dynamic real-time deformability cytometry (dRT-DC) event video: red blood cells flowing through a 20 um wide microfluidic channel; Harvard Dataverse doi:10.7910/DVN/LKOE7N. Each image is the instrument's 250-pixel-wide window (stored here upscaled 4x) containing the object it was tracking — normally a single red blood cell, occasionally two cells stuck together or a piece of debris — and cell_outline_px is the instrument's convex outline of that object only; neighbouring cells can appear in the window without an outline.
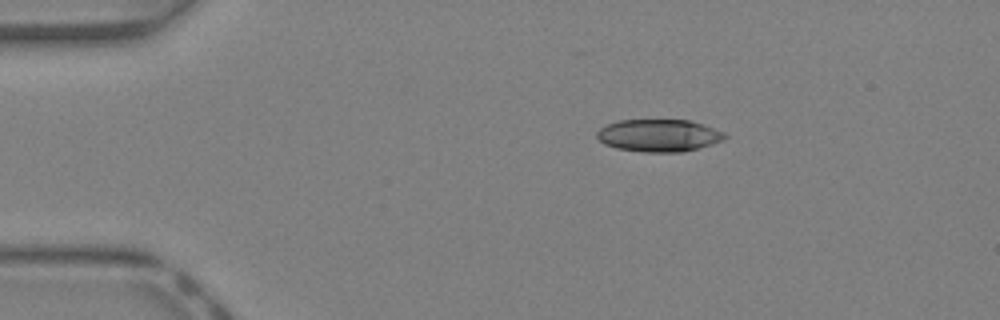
{"species": "Egyptian fruit bat (a non-hibernating species)", "species_latin": "Rousettus aegyptiacus", "temperature_condition": "warm", "stored_images_in_passage": 34, "camera_frame_rate_fps": 3000, "um_per_image_px": 0.085, "animal": {"sex": "female"}, "frame": {"image": 1, "passage_image": 1, "time_ms": 0.0, "image_size_px": [1000, 320], "cell_outline_px": [[728, 136], [724, 140], [712, 144], [684, 152], [644, 152], [616, 148], [604, 144], [596, 136], [596, 132], [600, 128], [608, 124], [620, 120], [688, 120], [704, 124], [724, 132]], "centroid_in_image_um": [56.02, 11.52], "position_along_channel_um": 29.0, "area_um2": 24.22}}
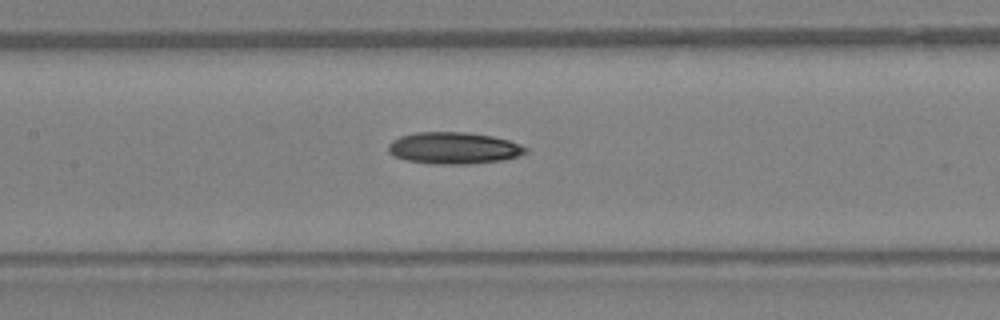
{"frame": {"image": 2, "passage_image": 13, "time_ms": 4.0, "image_size_px": [1000, 320], "cell_outline_px": [[528, 152], [516, 156], [500, 160], [464, 164], [436, 164], [404, 160], [388, 152], [388, 144], [392, 140], [400, 136], [416, 132], [464, 132], [492, 136], [508, 140], [520, 144], [528, 148]], "centroid_in_image_um": [38.54, 12.58], "position_along_channel_um": 168.9, "area_um2": 25.26}}
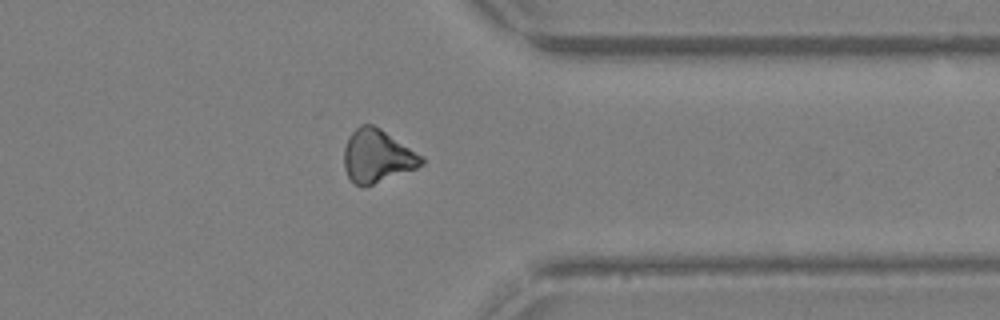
{"frame": {"image": 3, "passage_image": 26, "time_ms": 8.333, "image_size_px": [1000, 320], "cell_outline_px": [[424, 164], [416, 168], [372, 184], [356, 184], [348, 176], [344, 168], [344, 148], [348, 136], [360, 124], [372, 124], [380, 128], [424, 156]], "centroid_in_image_um": [32.07, 13.23], "position_along_channel_um": 379.3, "area_um2": 23.64}}